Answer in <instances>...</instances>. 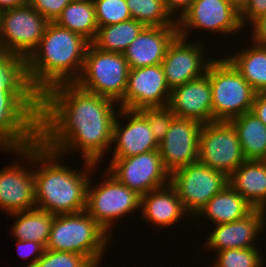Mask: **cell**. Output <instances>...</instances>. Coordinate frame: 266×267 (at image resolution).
I'll use <instances>...</instances> for the list:
<instances>
[{"mask_svg": "<svg viewBox=\"0 0 266 267\" xmlns=\"http://www.w3.org/2000/svg\"><path fill=\"white\" fill-rule=\"evenodd\" d=\"M114 105L119 107L76 83L55 85L39 97L38 141L62 156L79 151L84 161L97 165L112 149L119 113Z\"/></svg>", "mask_w": 266, "mask_h": 267, "instance_id": "obj_1", "label": "cell"}, {"mask_svg": "<svg viewBox=\"0 0 266 267\" xmlns=\"http://www.w3.org/2000/svg\"><path fill=\"white\" fill-rule=\"evenodd\" d=\"M62 155L45 148L39 141L26 148V161L34 169L36 208L53 215L85 211L91 171L97 165L84 161L85 169L62 165ZM60 161V162H59ZM81 171V172H80ZM90 173V174H88Z\"/></svg>", "mask_w": 266, "mask_h": 267, "instance_id": "obj_2", "label": "cell"}, {"mask_svg": "<svg viewBox=\"0 0 266 267\" xmlns=\"http://www.w3.org/2000/svg\"><path fill=\"white\" fill-rule=\"evenodd\" d=\"M89 42L56 22H48L38 46L24 60L30 89L40 97L49 88L74 83L80 76Z\"/></svg>", "mask_w": 266, "mask_h": 267, "instance_id": "obj_3", "label": "cell"}, {"mask_svg": "<svg viewBox=\"0 0 266 267\" xmlns=\"http://www.w3.org/2000/svg\"><path fill=\"white\" fill-rule=\"evenodd\" d=\"M110 239L86 211L60 214L54 215L46 249L81 254L98 267Z\"/></svg>", "mask_w": 266, "mask_h": 267, "instance_id": "obj_4", "label": "cell"}, {"mask_svg": "<svg viewBox=\"0 0 266 267\" xmlns=\"http://www.w3.org/2000/svg\"><path fill=\"white\" fill-rule=\"evenodd\" d=\"M206 75L212 88L213 122H229L251 111L257 92L226 58H214Z\"/></svg>", "mask_w": 266, "mask_h": 267, "instance_id": "obj_5", "label": "cell"}, {"mask_svg": "<svg viewBox=\"0 0 266 267\" xmlns=\"http://www.w3.org/2000/svg\"><path fill=\"white\" fill-rule=\"evenodd\" d=\"M129 71L123 53L103 51L89 43L82 72L74 83L118 103L124 97Z\"/></svg>", "mask_w": 266, "mask_h": 267, "instance_id": "obj_6", "label": "cell"}, {"mask_svg": "<svg viewBox=\"0 0 266 267\" xmlns=\"http://www.w3.org/2000/svg\"><path fill=\"white\" fill-rule=\"evenodd\" d=\"M104 176L106 178L101 184L95 186L92 185V179L89 180L85 211L112 236L110 230L117 219L140 210L141 196L119 182L107 170Z\"/></svg>", "mask_w": 266, "mask_h": 267, "instance_id": "obj_7", "label": "cell"}, {"mask_svg": "<svg viewBox=\"0 0 266 267\" xmlns=\"http://www.w3.org/2000/svg\"><path fill=\"white\" fill-rule=\"evenodd\" d=\"M39 97H0V150H21L38 142Z\"/></svg>", "mask_w": 266, "mask_h": 267, "instance_id": "obj_8", "label": "cell"}, {"mask_svg": "<svg viewBox=\"0 0 266 267\" xmlns=\"http://www.w3.org/2000/svg\"><path fill=\"white\" fill-rule=\"evenodd\" d=\"M170 184L182 200L188 216H194L225 186L228 176L196 161L170 174Z\"/></svg>", "mask_w": 266, "mask_h": 267, "instance_id": "obj_9", "label": "cell"}, {"mask_svg": "<svg viewBox=\"0 0 266 267\" xmlns=\"http://www.w3.org/2000/svg\"><path fill=\"white\" fill-rule=\"evenodd\" d=\"M198 161L228 177L246 161L237 132L230 122L214 121L202 125Z\"/></svg>", "mask_w": 266, "mask_h": 267, "instance_id": "obj_10", "label": "cell"}, {"mask_svg": "<svg viewBox=\"0 0 266 267\" xmlns=\"http://www.w3.org/2000/svg\"><path fill=\"white\" fill-rule=\"evenodd\" d=\"M110 159L106 170L140 196L170 183V173L158 150Z\"/></svg>", "mask_w": 266, "mask_h": 267, "instance_id": "obj_11", "label": "cell"}, {"mask_svg": "<svg viewBox=\"0 0 266 267\" xmlns=\"http://www.w3.org/2000/svg\"><path fill=\"white\" fill-rule=\"evenodd\" d=\"M47 24L30 4L3 11L0 44L25 60L38 46Z\"/></svg>", "mask_w": 266, "mask_h": 267, "instance_id": "obj_12", "label": "cell"}, {"mask_svg": "<svg viewBox=\"0 0 266 267\" xmlns=\"http://www.w3.org/2000/svg\"><path fill=\"white\" fill-rule=\"evenodd\" d=\"M179 36H190V30H206L224 34L225 36L236 35L242 31L240 12L232 5L222 0H195L192 6L177 20Z\"/></svg>", "mask_w": 266, "mask_h": 267, "instance_id": "obj_13", "label": "cell"}, {"mask_svg": "<svg viewBox=\"0 0 266 267\" xmlns=\"http://www.w3.org/2000/svg\"><path fill=\"white\" fill-rule=\"evenodd\" d=\"M186 40L178 35L169 45L161 63L170 90L205 75L214 60L212 57L205 58L203 41Z\"/></svg>", "mask_w": 266, "mask_h": 267, "instance_id": "obj_14", "label": "cell"}, {"mask_svg": "<svg viewBox=\"0 0 266 267\" xmlns=\"http://www.w3.org/2000/svg\"><path fill=\"white\" fill-rule=\"evenodd\" d=\"M170 94L161 64L130 69L124 97L118 104L130 110L164 107L168 106Z\"/></svg>", "mask_w": 266, "mask_h": 267, "instance_id": "obj_15", "label": "cell"}, {"mask_svg": "<svg viewBox=\"0 0 266 267\" xmlns=\"http://www.w3.org/2000/svg\"><path fill=\"white\" fill-rule=\"evenodd\" d=\"M202 125L194 119L176 116L173 118L165 138L159 142L158 147L163 165L170 174L198 161Z\"/></svg>", "mask_w": 266, "mask_h": 267, "instance_id": "obj_16", "label": "cell"}, {"mask_svg": "<svg viewBox=\"0 0 266 267\" xmlns=\"http://www.w3.org/2000/svg\"><path fill=\"white\" fill-rule=\"evenodd\" d=\"M9 152L17 154L23 161L17 163L13 161V164L0 170V210L11 214L34 209L36 208L34 169L30 171L27 168L29 164L24 165L26 148Z\"/></svg>", "mask_w": 266, "mask_h": 267, "instance_id": "obj_17", "label": "cell"}, {"mask_svg": "<svg viewBox=\"0 0 266 267\" xmlns=\"http://www.w3.org/2000/svg\"><path fill=\"white\" fill-rule=\"evenodd\" d=\"M117 108L119 116L117 115L113 128L111 147L114 146L115 149L111 151V158L131 157L158 150L159 143L154 138L146 117L139 110ZM122 117L128 119L125 124L120 121Z\"/></svg>", "mask_w": 266, "mask_h": 267, "instance_id": "obj_18", "label": "cell"}, {"mask_svg": "<svg viewBox=\"0 0 266 267\" xmlns=\"http://www.w3.org/2000/svg\"><path fill=\"white\" fill-rule=\"evenodd\" d=\"M266 227V212L254 209L242 219L225 224L215 225L205 246L208 250L254 248L257 238ZM256 239V240H255Z\"/></svg>", "mask_w": 266, "mask_h": 267, "instance_id": "obj_19", "label": "cell"}, {"mask_svg": "<svg viewBox=\"0 0 266 267\" xmlns=\"http://www.w3.org/2000/svg\"><path fill=\"white\" fill-rule=\"evenodd\" d=\"M168 107L176 117L213 122L212 88L209 77L189 81L171 90Z\"/></svg>", "mask_w": 266, "mask_h": 267, "instance_id": "obj_20", "label": "cell"}, {"mask_svg": "<svg viewBox=\"0 0 266 267\" xmlns=\"http://www.w3.org/2000/svg\"><path fill=\"white\" fill-rule=\"evenodd\" d=\"M178 35L177 26H145L123 53L129 68L161 64L169 45Z\"/></svg>", "mask_w": 266, "mask_h": 267, "instance_id": "obj_21", "label": "cell"}, {"mask_svg": "<svg viewBox=\"0 0 266 267\" xmlns=\"http://www.w3.org/2000/svg\"><path fill=\"white\" fill-rule=\"evenodd\" d=\"M142 218L156 229L176 224L182 216L188 215L175 188L169 183L141 196ZM180 218V219H179Z\"/></svg>", "mask_w": 266, "mask_h": 267, "instance_id": "obj_22", "label": "cell"}, {"mask_svg": "<svg viewBox=\"0 0 266 267\" xmlns=\"http://www.w3.org/2000/svg\"><path fill=\"white\" fill-rule=\"evenodd\" d=\"M228 183L254 209L266 212V163L263 160L244 161L229 177Z\"/></svg>", "mask_w": 266, "mask_h": 267, "instance_id": "obj_23", "label": "cell"}, {"mask_svg": "<svg viewBox=\"0 0 266 267\" xmlns=\"http://www.w3.org/2000/svg\"><path fill=\"white\" fill-rule=\"evenodd\" d=\"M253 210L254 207L228 183L196 216L204 215L213 225H220L242 219Z\"/></svg>", "mask_w": 266, "mask_h": 267, "instance_id": "obj_24", "label": "cell"}, {"mask_svg": "<svg viewBox=\"0 0 266 267\" xmlns=\"http://www.w3.org/2000/svg\"><path fill=\"white\" fill-rule=\"evenodd\" d=\"M246 160H266V125L251 111L229 121Z\"/></svg>", "mask_w": 266, "mask_h": 267, "instance_id": "obj_25", "label": "cell"}, {"mask_svg": "<svg viewBox=\"0 0 266 267\" xmlns=\"http://www.w3.org/2000/svg\"><path fill=\"white\" fill-rule=\"evenodd\" d=\"M225 58L256 92H266V46L252 42L248 49Z\"/></svg>", "mask_w": 266, "mask_h": 267, "instance_id": "obj_26", "label": "cell"}, {"mask_svg": "<svg viewBox=\"0 0 266 267\" xmlns=\"http://www.w3.org/2000/svg\"><path fill=\"white\" fill-rule=\"evenodd\" d=\"M8 216H12L15 220L11 228V235L15 237V240L35 241L46 248L54 219L53 214L34 208L14 212Z\"/></svg>", "mask_w": 266, "mask_h": 267, "instance_id": "obj_27", "label": "cell"}, {"mask_svg": "<svg viewBox=\"0 0 266 267\" xmlns=\"http://www.w3.org/2000/svg\"><path fill=\"white\" fill-rule=\"evenodd\" d=\"M55 22L92 43L98 30L93 0H72Z\"/></svg>", "mask_w": 266, "mask_h": 267, "instance_id": "obj_28", "label": "cell"}, {"mask_svg": "<svg viewBox=\"0 0 266 267\" xmlns=\"http://www.w3.org/2000/svg\"><path fill=\"white\" fill-rule=\"evenodd\" d=\"M0 97H38L29 87L24 60L0 46Z\"/></svg>", "mask_w": 266, "mask_h": 267, "instance_id": "obj_29", "label": "cell"}, {"mask_svg": "<svg viewBox=\"0 0 266 267\" xmlns=\"http://www.w3.org/2000/svg\"><path fill=\"white\" fill-rule=\"evenodd\" d=\"M144 27L143 23L134 19L99 27L92 44L103 51L124 53Z\"/></svg>", "mask_w": 266, "mask_h": 267, "instance_id": "obj_30", "label": "cell"}, {"mask_svg": "<svg viewBox=\"0 0 266 267\" xmlns=\"http://www.w3.org/2000/svg\"><path fill=\"white\" fill-rule=\"evenodd\" d=\"M131 17L145 26H177L164 0H126Z\"/></svg>", "mask_w": 266, "mask_h": 267, "instance_id": "obj_31", "label": "cell"}, {"mask_svg": "<svg viewBox=\"0 0 266 267\" xmlns=\"http://www.w3.org/2000/svg\"><path fill=\"white\" fill-rule=\"evenodd\" d=\"M260 249L240 248L225 249L216 252L215 267H263L264 257Z\"/></svg>", "mask_w": 266, "mask_h": 267, "instance_id": "obj_32", "label": "cell"}, {"mask_svg": "<svg viewBox=\"0 0 266 267\" xmlns=\"http://www.w3.org/2000/svg\"><path fill=\"white\" fill-rule=\"evenodd\" d=\"M93 3L98 28L132 19L126 0H93Z\"/></svg>", "mask_w": 266, "mask_h": 267, "instance_id": "obj_33", "label": "cell"}, {"mask_svg": "<svg viewBox=\"0 0 266 267\" xmlns=\"http://www.w3.org/2000/svg\"><path fill=\"white\" fill-rule=\"evenodd\" d=\"M32 267H95L85 256L78 253L45 249Z\"/></svg>", "mask_w": 266, "mask_h": 267, "instance_id": "obj_34", "label": "cell"}, {"mask_svg": "<svg viewBox=\"0 0 266 267\" xmlns=\"http://www.w3.org/2000/svg\"><path fill=\"white\" fill-rule=\"evenodd\" d=\"M139 111L146 117L156 141L161 142L175 117L174 113L168 106L143 108Z\"/></svg>", "mask_w": 266, "mask_h": 267, "instance_id": "obj_35", "label": "cell"}, {"mask_svg": "<svg viewBox=\"0 0 266 267\" xmlns=\"http://www.w3.org/2000/svg\"><path fill=\"white\" fill-rule=\"evenodd\" d=\"M72 0H30L29 4L48 22H55Z\"/></svg>", "mask_w": 266, "mask_h": 267, "instance_id": "obj_36", "label": "cell"}, {"mask_svg": "<svg viewBox=\"0 0 266 267\" xmlns=\"http://www.w3.org/2000/svg\"><path fill=\"white\" fill-rule=\"evenodd\" d=\"M263 15H266V0H244L240 10V21L243 27Z\"/></svg>", "mask_w": 266, "mask_h": 267, "instance_id": "obj_37", "label": "cell"}, {"mask_svg": "<svg viewBox=\"0 0 266 267\" xmlns=\"http://www.w3.org/2000/svg\"><path fill=\"white\" fill-rule=\"evenodd\" d=\"M17 250L18 253L20 254L21 258L27 259L30 256L32 259L29 260V264L26 267H32L38 259L43 255L45 251V247L35 241H22V240H17Z\"/></svg>", "mask_w": 266, "mask_h": 267, "instance_id": "obj_38", "label": "cell"}, {"mask_svg": "<svg viewBox=\"0 0 266 267\" xmlns=\"http://www.w3.org/2000/svg\"><path fill=\"white\" fill-rule=\"evenodd\" d=\"M252 29L251 42L266 46V15H263L250 24Z\"/></svg>", "mask_w": 266, "mask_h": 267, "instance_id": "obj_39", "label": "cell"}, {"mask_svg": "<svg viewBox=\"0 0 266 267\" xmlns=\"http://www.w3.org/2000/svg\"><path fill=\"white\" fill-rule=\"evenodd\" d=\"M195 0H164L166 9L176 20L180 19L182 15L192 6ZM177 14L178 17H176Z\"/></svg>", "mask_w": 266, "mask_h": 267, "instance_id": "obj_40", "label": "cell"}, {"mask_svg": "<svg viewBox=\"0 0 266 267\" xmlns=\"http://www.w3.org/2000/svg\"><path fill=\"white\" fill-rule=\"evenodd\" d=\"M251 112L266 125V92H257Z\"/></svg>", "mask_w": 266, "mask_h": 267, "instance_id": "obj_41", "label": "cell"}, {"mask_svg": "<svg viewBox=\"0 0 266 267\" xmlns=\"http://www.w3.org/2000/svg\"><path fill=\"white\" fill-rule=\"evenodd\" d=\"M30 0H0V11L10 10L29 4Z\"/></svg>", "mask_w": 266, "mask_h": 267, "instance_id": "obj_42", "label": "cell"}, {"mask_svg": "<svg viewBox=\"0 0 266 267\" xmlns=\"http://www.w3.org/2000/svg\"><path fill=\"white\" fill-rule=\"evenodd\" d=\"M230 5H232L233 7H235L239 12L242 9L244 0H222Z\"/></svg>", "mask_w": 266, "mask_h": 267, "instance_id": "obj_43", "label": "cell"}, {"mask_svg": "<svg viewBox=\"0 0 266 267\" xmlns=\"http://www.w3.org/2000/svg\"><path fill=\"white\" fill-rule=\"evenodd\" d=\"M2 15H3V12L0 11V42H1V30H2ZM1 46V44H0Z\"/></svg>", "mask_w": 266, "mask_h": 267, "instance_id": "obj_44", "label": "cell"}]
</instances>
